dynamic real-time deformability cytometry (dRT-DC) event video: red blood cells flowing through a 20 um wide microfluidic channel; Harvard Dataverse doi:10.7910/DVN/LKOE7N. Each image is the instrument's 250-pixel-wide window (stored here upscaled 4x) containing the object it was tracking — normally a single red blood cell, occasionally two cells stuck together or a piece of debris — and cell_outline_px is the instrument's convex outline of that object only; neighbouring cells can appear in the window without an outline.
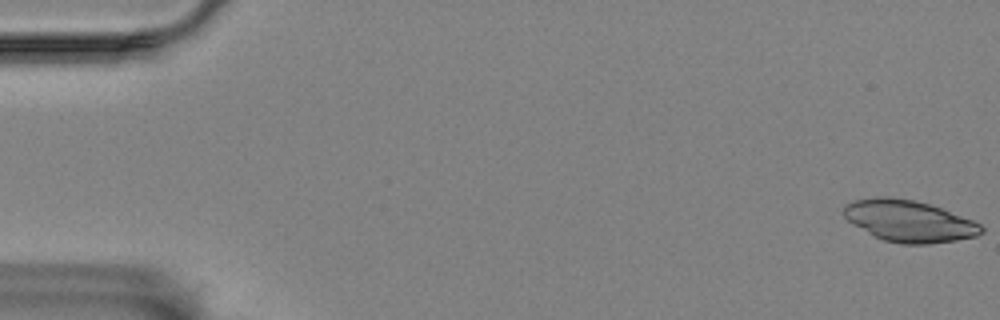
{"species": "Egyptian fruit bat (a non-hibernating species)", "species_latin": "Rousettus aegyptiacus", "temperature_condition": "room temperature", "stored_images_in_passage": 9, "camera_frame_rate_fps": 3000, "um_per_image_px": 0.085, "animal": {"sex": "female"}, "frame": {"image": 1, "passage_image": 1, "time_ms": 0.0, "image_size_px": [1000, 320], "cell_outline_px": [[984, 232], [976, 236], [956, 240], [928, 244], [904, 244], [884, 240], [852, 224], [840, 212], [848, 204], [856, 200], [876, 196], [888, 196], [912, 200], [928, 204], [940, 208], [972, 220], [980, 224], [984, 228]], "centroid_in_image_um": [77.26, 18.79], "position_along_channel_um": 7.7, "area_um2": 33.0}}